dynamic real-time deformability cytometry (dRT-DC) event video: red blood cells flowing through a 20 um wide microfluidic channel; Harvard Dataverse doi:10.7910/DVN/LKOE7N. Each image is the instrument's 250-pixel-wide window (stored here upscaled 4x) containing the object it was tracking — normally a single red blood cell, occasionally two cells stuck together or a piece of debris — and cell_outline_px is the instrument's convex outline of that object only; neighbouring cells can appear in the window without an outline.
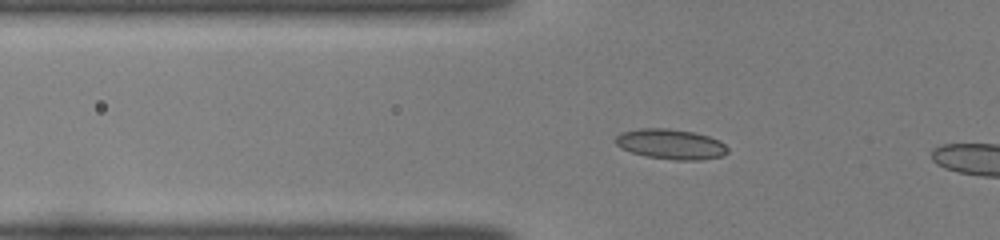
{"species": "common noctule bat (a hibernating species)", "species_latin": "Nyctalus noctula", "temperature_condition": "room temperature", "stored_images_in_passage": 37, "camera_frame_rate_fps": 3000, "um_per_image_px": 0.085, "animal": {"sex": "female", "body_mass_g": 22.0, "forearm_length_mm": 56.7}, "frame": {"image": 1, "passage_image": 9, "time_ms": 2.667, "image_size_px": [1000, 240], "cell_outline_px": [[728, 152], [720, 156], [700, 160], [676, 160], [648, 156], [632, 152], [620, 148], [616, 144], [616, 136], [620, 132], [640, 128], [668, 128], [692, 132], [708, 136], [720, 140], [728, 148]], "centroid_in_image_um": [57.01, 12.24], "position_along_channel_um": 68.8, "area_um2": 19.59}}
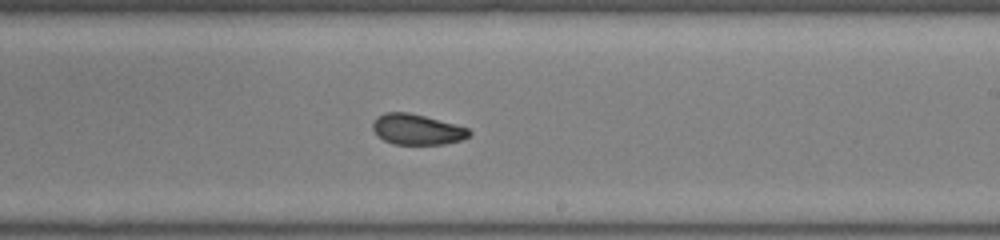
{"frame": {"image": 2, "passage_image": 23, "time_ms": 7.333, "image_size_px": [1000, 240], "cell_outline_px": [[472, 132], [464, 140], [444, 144], [392, 144], [384, 140], [372, 128], [372, 124], [376, 116], [384, 112], [408, 112], [424, 116], [468, 128]], "centroid_in_image_um": [35.44, 11.0], "position_along_channel_um": 253.6, "area_um2": 17.11}}
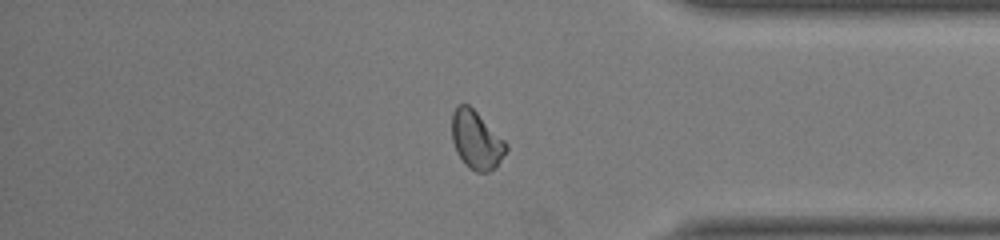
{"frame": {"image": 3, "passage_image": 34, "time_ms": 11.0, "image_size_px": [1000, 240], "cell_outline_px": [[508, 148], [496, 168], [488, 172], [476, 172], [468, 168], [464, 164], [456, 152], [452, 140], [452, 112], [456, 104], [468, 104], [508, 144]], "centroid_in_image_um": [40.47, 11.92], "position_along_channel_um": 394.7, "area_um2": 18.44}}